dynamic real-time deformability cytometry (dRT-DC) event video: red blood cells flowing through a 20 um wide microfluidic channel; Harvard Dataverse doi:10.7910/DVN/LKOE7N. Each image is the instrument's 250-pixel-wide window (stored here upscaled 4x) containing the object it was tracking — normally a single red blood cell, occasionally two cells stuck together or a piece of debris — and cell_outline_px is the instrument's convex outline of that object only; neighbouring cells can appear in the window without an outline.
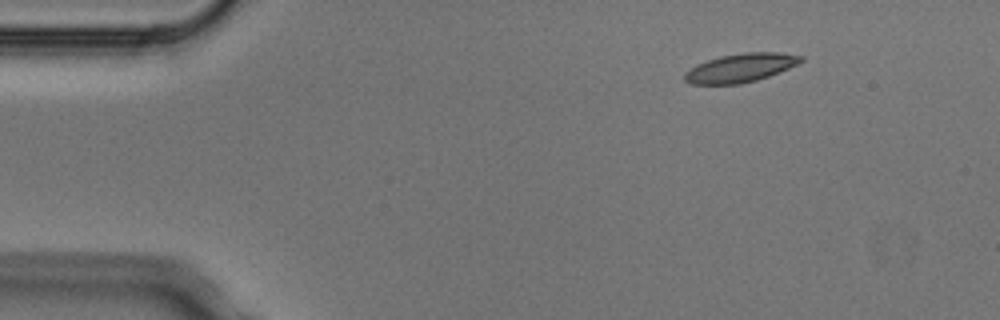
{"species": "Egyptian fruit bat (a non-hibernating species)", "species_latin": "Rousettus aegyptiacus", "temperature_condition": "cold", "stored_images_in_passage": 5, "camera_frame_rate_fps": 3000, "um_per_image_px": 0.085, "animal": {"sex": "male"}, "frame": {"image": 1, "passage_image": 2, "time_ms": 0.333, "image_size_px": [1000, 320], "cell_outline_px": [[804, 60], [788, 68], [768, 76], [756, 80], [740, 84], [688, 84], [684, 80], [684, 72], [696, 64], [720, 56], [744, 52], [780, 52], [804, 56]], "centroid_in_image_um": [62.91, 5.76], "position_along_channel_um": 22.1, "area_um2": 19.42}}
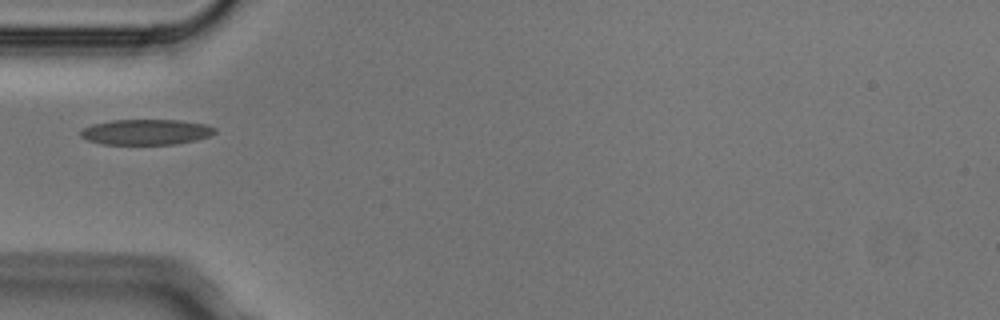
{"frame": {"image": 2, "passage_image": 5, "time_ms": 1.333, "image_size_px": [1000, 320], "cell_outline_px": [[216, 132], [208, 136], [196, 140], [176, 144], [104, 144], [88, 140], [80, 136], [80, 128], [92, 124], [112, 120], [180, 120], [208, 124], [216, 128]], "centroid_in_image_um": [12.42, 11.21], "position_along_channel_um": 72.6, "area_um2": 20.06}}